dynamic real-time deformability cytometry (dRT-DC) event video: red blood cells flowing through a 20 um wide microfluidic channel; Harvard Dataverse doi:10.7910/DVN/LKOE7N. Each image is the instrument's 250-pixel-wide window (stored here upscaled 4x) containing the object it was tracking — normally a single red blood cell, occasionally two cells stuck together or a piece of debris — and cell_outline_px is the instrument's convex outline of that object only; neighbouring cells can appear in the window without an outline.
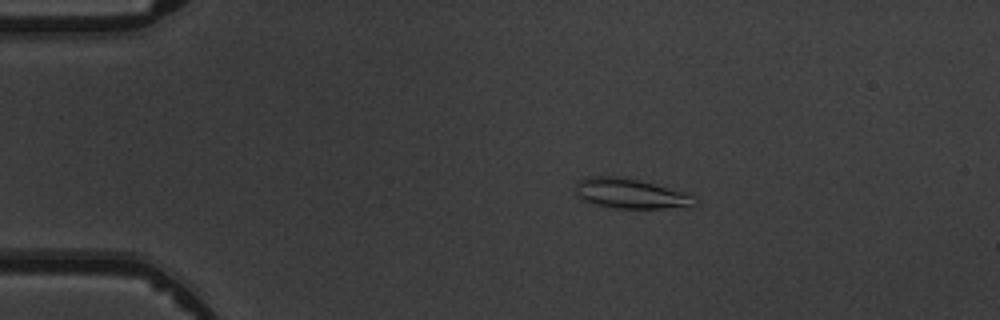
{"species": "common noctule bat (a hibernating species)", "species_latin": "Nyctalus noctula", "temperature_condition": "warm", "stored_images_in_passage": 7, "camera_frame_rate_fps": 3000, "um_per_image_px": 0.085, "animal": {"sex": "male", "body_mass_g": 19.5, "forearm_length_mm": 54.6}, "frame": {"image": 1, "passage_image": 3, "time_ms": 3.0, "image_size_px": [1000, 320], "cell_outline_px": [[696, 204], [688, 208], [616, 208], [596, 204], [584, 200], [576, 192], [576, 184], [580, 180], [588, 176], [620, 176], [684, 192], [692, 196]], "centroid_in_image_um": [53.6, 16.46], "position_along_channel_um": 31.4, "area_um2": 20.4}}
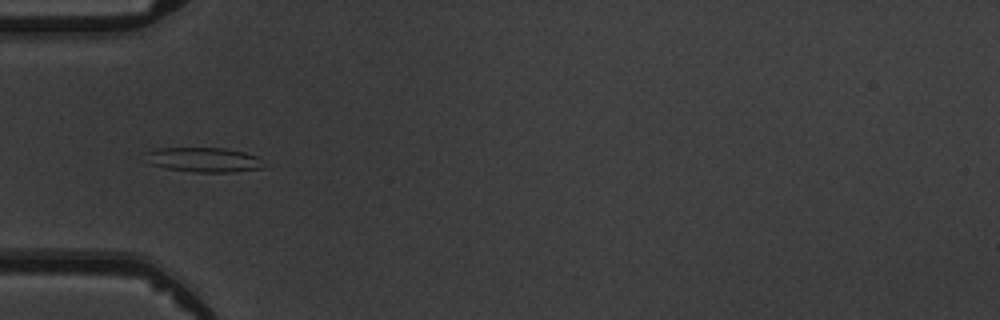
{"frame": {"image": 2, "passage_image": 5, "time_ms": 5.333, "image_size_px": [1000, 320], "cell_outline_px": [[264, 168], [232, 172], [196, 172], [164, 168], [148, 164], [144, 152], [156, 148], [224, 148], [244, 152], [260, 156]], "centroid_in_image_um": [17.29, 13.58], "position_along_channel_um": 67.7, "area_um2": 17.22}}
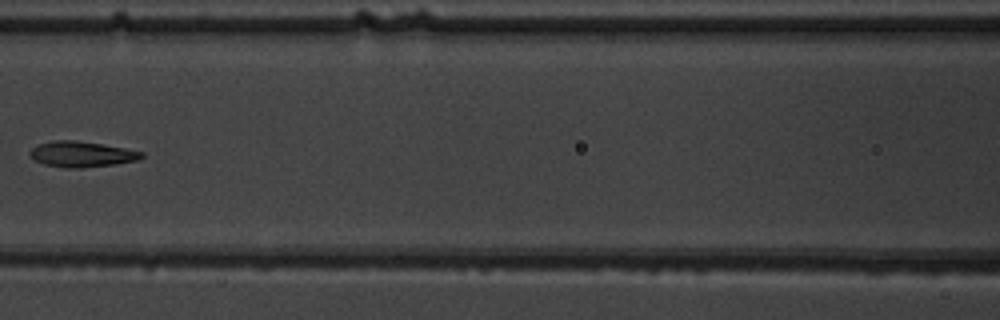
{"frame": {"image": 3, "passage_image": 7, "time_ms": 7.667, "image_size_px": [1000, 320], "cell_outline_px": [[144, 156], [136, 160], [116, 164], [80, 168], [64, 168], [44, 164], [36, 160], [28, 152], [32, 148], [40, 144], [52, 140], [76, 140], [124, 148], [144, 152]], "centroid_in_image_um": [6.94, 13.11], "position_along_channel_um": 159.7, "area_um2": 16.53}}